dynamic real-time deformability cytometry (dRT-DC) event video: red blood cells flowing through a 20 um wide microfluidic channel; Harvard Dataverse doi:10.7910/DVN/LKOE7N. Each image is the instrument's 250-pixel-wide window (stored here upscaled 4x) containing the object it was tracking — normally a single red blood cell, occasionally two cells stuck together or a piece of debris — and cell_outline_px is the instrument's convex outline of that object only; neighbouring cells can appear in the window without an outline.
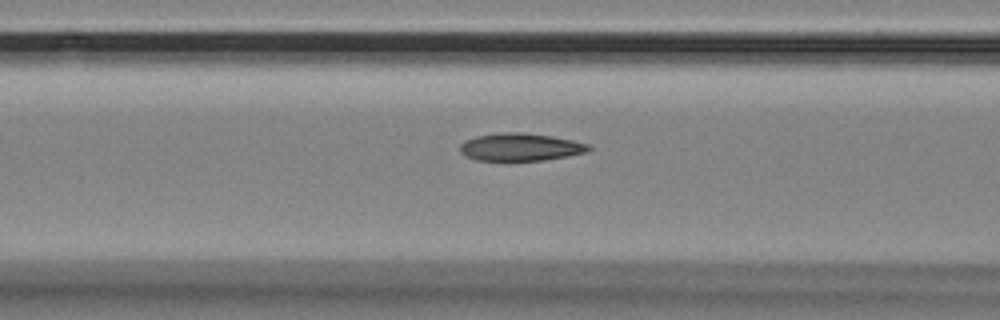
{"species": "Egyptian fruit bat (a non-hibernating species)", "species_latin": "Rousettus aegyptiacus", "temperature_condition": "room temperature", "stored_images_in_passage": 35, "camera_frame_rate_fps": 3000, "um_per_image_px": 0.085, "animal": {"sex": "female"}, "frame": {"image": 1, "passage_image": 7, "time_ms": 2.0, "image_size_px": [1000, 320], "cell_outline_px": [[592, 148], [588, 152], [568, 156], [544, 160], [508, 164], [504, 164], [476, 160], [464, 156], [460, 152], [460, 144], [464, 140], [476, 136], [500, 132], [520, 132], [552, 136], [572, 140], [588, 144]], "centroid_in_image_um": [44.17, 12.55], "position_along_channel_um": 122.4, "area_um2": 21.85}}
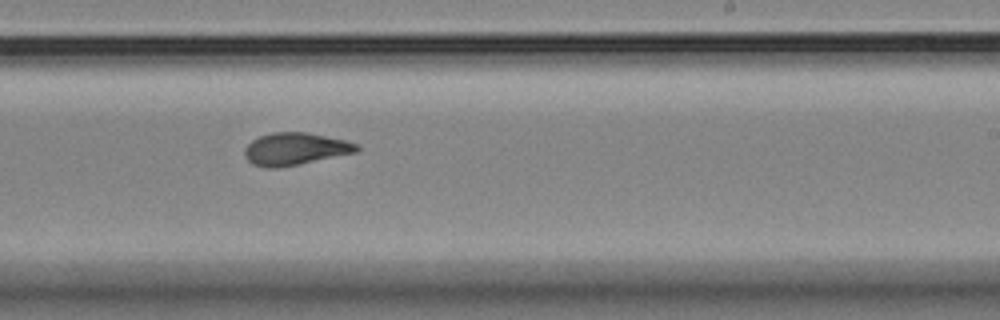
{"frame": {"image": 2, "passage_image": 19, "time_ms": 6.0, "image_size_px": [1000, 320], "cell_outline_px": [[360, 148], [356, 152], [276, 168], [268, 168], [252, 164], [248, 160], [244, 152], [244, 148], [252, 140], [260, 136], [272, 132], [308, 132], [344, 140], [360, 144]], "centroid_in_image_um": [25.08, 12.64], "position_along_channel_um": 263.9, "area_um2": 20.87}}
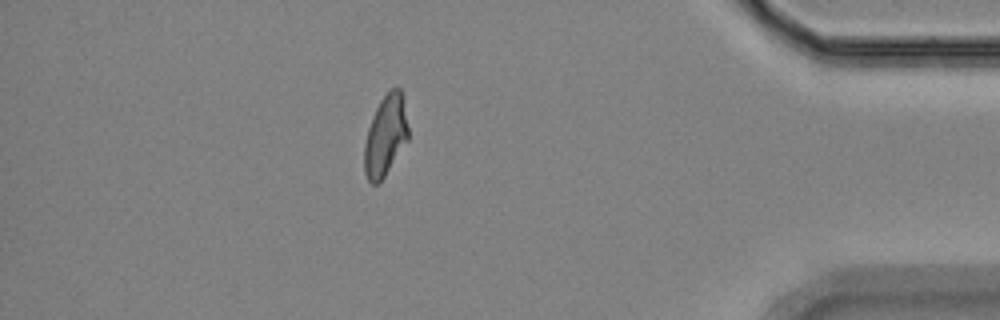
{"frame": {"image": 3, "passage_image": 34, "time_ms": 11.0, "image_size_px": [1000, 320], "cell_outline_px": [[408, 140], [384, 176], [376, 184], [372, 184], [368, 180], [364, 172], [364, 144], [368, 128], [372, 116], [380, 100], [392, 88], [400, 88], [408, 128]], "centroid_in_image_um": [32.74, 11.55], "position_along_channel_um": 402.5, "area_um2": 20.29}}